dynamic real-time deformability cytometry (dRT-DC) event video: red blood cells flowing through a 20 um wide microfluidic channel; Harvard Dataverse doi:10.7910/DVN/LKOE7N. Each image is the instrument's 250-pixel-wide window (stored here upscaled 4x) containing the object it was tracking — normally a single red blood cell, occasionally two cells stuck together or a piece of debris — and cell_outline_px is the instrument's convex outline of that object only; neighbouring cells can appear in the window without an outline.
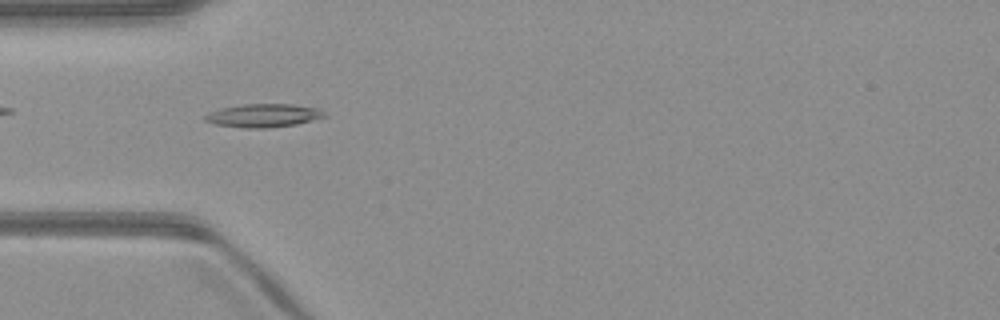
{"species": "common noctule bat (a hibernating species)", "species_latin": "Nyctalus noctula", "temperature_condition": "warm", "stored_images_in_passage": 50, "camera_frame_rate_fps": 3000, "um_per_image_px": 0.085, "animal": {"sex": "male", "body_mass_g": 23.1, "forearm_length_mm": 52.7}, "frame": {"image": 1, "passage_image": 15, "time_ms": 4.667, "image_size_px": [1000, 320], "cell_outline_px": [[328, 116], [296, 124], [268, 128], [244, 128], [216, 124], [204, 120], [204, 116], [208, 112], [220, 108], [240, 104], [292, 104], [320, 108]], "centroid_in_image_um": [22.39, 9.81], "position_along_channel_um": 62.6, "area_um2": 16.36}}
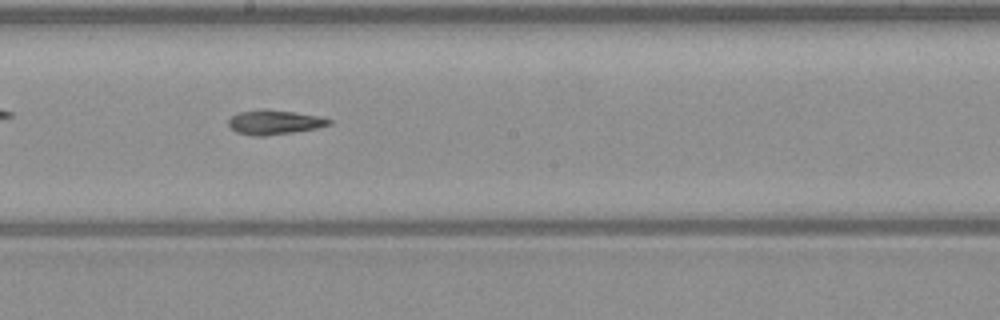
{"frame": {"image": 2, "passage_image": 27, "time_ms": 8.667, "image_size_px": [1000, 320], "cell_outline_px": [[332, 124], [316, 128], [292, 132], [264, 136], [252, 136], [236, 132], [228, 124], [228, 120], [236, 112], [292, 112], [324, 116], [332, 120]], "centroid_in_image_um": [23.38, 10.43], "position_along_channel_um": 224.8, "area_um2": 13.7}}
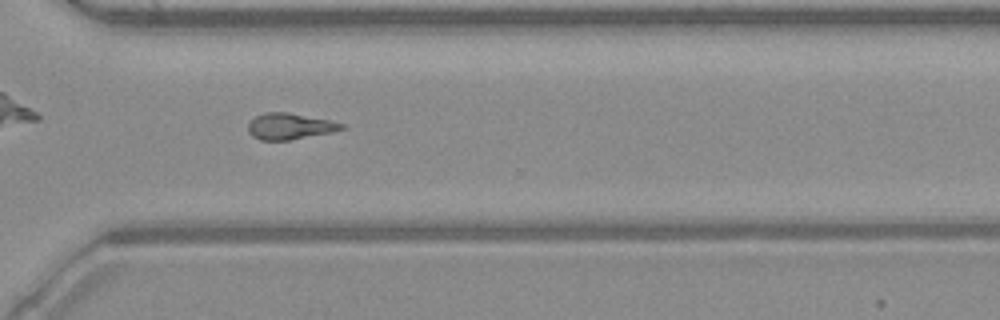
{"frame": {"image": 3, "passage_image": 36, "time_ms": 11.667, "image_size_px": [1000, 320], "cell_outline_px": [[344, 128], [332, 132], [288, 140], [260, 140], [252, 136], [248, 132], [248, 120], [264, 112], [288, 112], [332, 120], [344, 124]], "centroid_in_image_um": [24.6, 10.72], "position_along_channel_um": 346.0, "area_um2": 14.39}, "authors_computed_cell_mechanics": {"area_um2": 14.45, "velocity_mm_per_s": 4.0549, "shape_relaxation_time_tau1_ms": null, "shape_relaxation_time_tau2_ms": 3.4137, "deformation_change_tau1": null, "deformation_change_tau2": 0.1407}}